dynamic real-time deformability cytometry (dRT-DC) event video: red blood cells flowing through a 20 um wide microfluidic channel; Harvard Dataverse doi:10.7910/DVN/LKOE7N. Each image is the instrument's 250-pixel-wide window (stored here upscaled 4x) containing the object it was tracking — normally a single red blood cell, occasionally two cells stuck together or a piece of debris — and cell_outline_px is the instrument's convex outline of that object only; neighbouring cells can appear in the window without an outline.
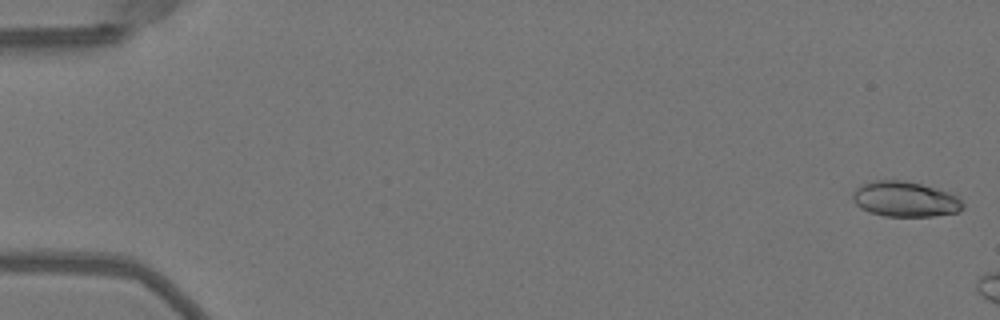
{"species": "Egyptian fruit bat (a non-hibernating species)", "species_latin": "Rousettus aegyptiacus", "temperature_condition": "warm", "stored_images_in_passage": 7, "camera_frame_rate_fps": 3000, "um_per_image_px": 0.085, "animal": {"sex": "female"}, "frame": {"image": 1, "passage_image": 1, "time_ms": 0.0, "image_size_px": [1000, 320], "cell_outline_px": [[964, 208], [956, 212], [932, 216], [884, 216], [868, 212], [860, 208], [852, 200], [852, 192], [856, 188], [872, 180], [904, 180], [920, 184], [956, 196], [964, 204]], "centroid_in_image_um": [76.86, 16.94], "position_along_channel_um": 8.1, "area_um2": 22.43}}